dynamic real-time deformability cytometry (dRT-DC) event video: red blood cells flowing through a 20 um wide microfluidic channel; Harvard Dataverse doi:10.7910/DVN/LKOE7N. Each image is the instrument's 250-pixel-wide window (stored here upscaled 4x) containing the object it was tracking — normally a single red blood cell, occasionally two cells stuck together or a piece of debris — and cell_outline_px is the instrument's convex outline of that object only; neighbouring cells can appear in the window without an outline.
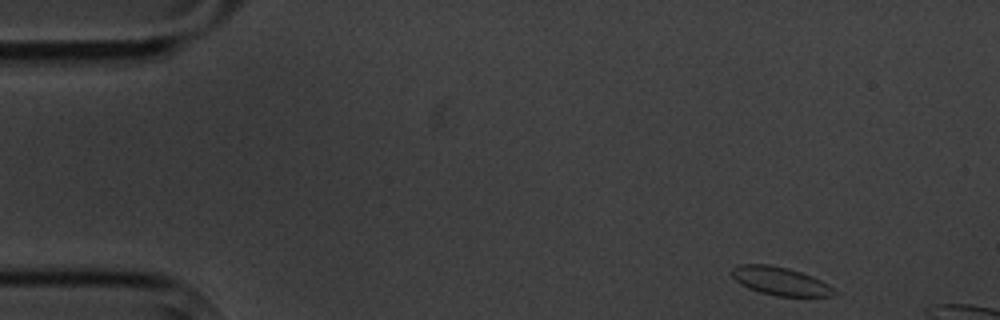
{"species": "common noctule bat (a hibernating species)", "species_latin": "Nyctalus noctula", "temperature_condition": "cold", "stored_images_in_passage": 4, "camera_frame_rate_fps": 3000, "um_per_image_px": 0.085, "animal": {"sex": "male", "body_mass_g": 20.1, "forearm_length_mm": 53.5}, "frame": {"image": 1, "passage_image": 1, "time_ms": 0.0, "image_size_px": [1000, 320], "cell_outline_px": [[840, 292], [836, 296], [776, 296], [760, 292], [748, 288], [740, 284], [732, 276], [732, 268], [740, 264], [768, 264], [788, 268], [812, 276], [828, 284]], "centroid_in_image_um": [66.36, 23.9], "position_along_channel_um": 18.6, "area_um2": 16.94}}